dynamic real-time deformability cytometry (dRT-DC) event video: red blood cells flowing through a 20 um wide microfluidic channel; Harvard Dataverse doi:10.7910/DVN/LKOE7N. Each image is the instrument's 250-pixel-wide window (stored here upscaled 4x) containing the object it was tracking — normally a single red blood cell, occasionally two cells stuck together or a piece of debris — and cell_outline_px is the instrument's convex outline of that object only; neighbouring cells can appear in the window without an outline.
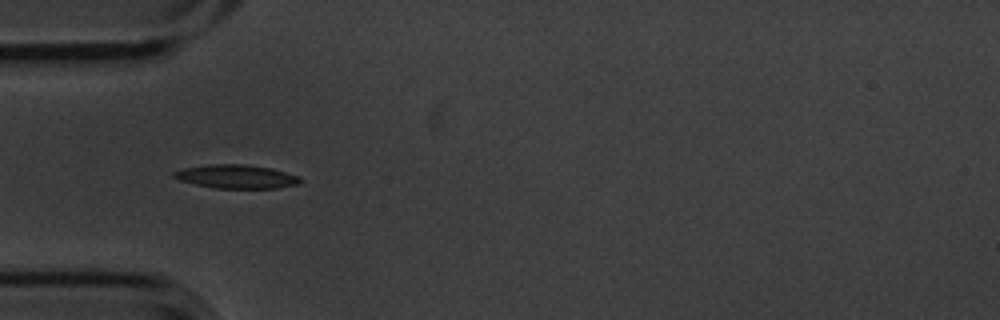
{"species": "common noctule bat (a hibernating species)", "species_latin": "Nyctalus noctula", "temperature_condition": "cold", "stored_images_in_passage": 2, "camera_frame_rate_fps": 3000, "um_per_image_px": 0.085, "animal": {"sex": "male", "body_mass_g": 20.1, "forearm_length_mm": 53.5}, "frame": {"image": 1, "passage_image": 1, "time_ms": 0.0, "image_size_px": [1000, 320], "cell_outline_px": [[300, 180], [296, 184], [276, 188], [216, 188], [196, 184], [180, 180], [172, 176], [172, 172], [184, 168], [208, 164], [244, 164], [272, 168], [300, 176]], "centroid_in_image_um": [20.07, 15.0], "position_along_channel_um": 64.9, "area_um2": 17.28}}
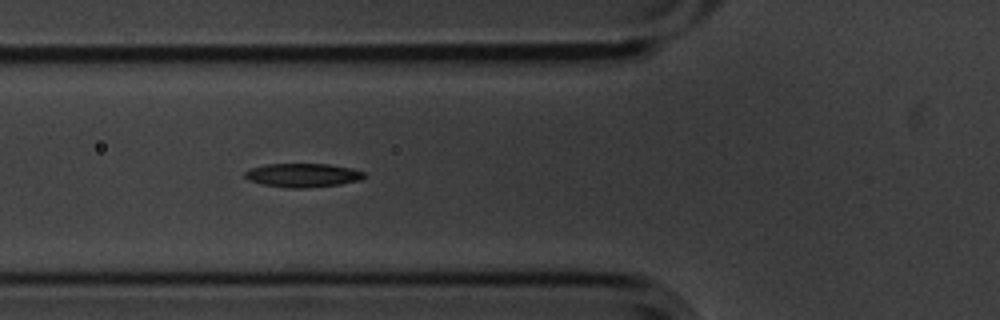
{"frame": {"image": 2, "passage_image": 2, "time_ms": 0.333, "image_size_px": [1000, 320], "cell_outline_px": [[364, 176], [360, 180], [340, 184], [304, 188], [288, 188], [260, 184], [248, 180], [244, 176], [244, 172], [248, 168], [268, 164], [328, 164], [352, 168], [364, 172]], "centroid_in_image_um": [25.68, 14.89], "position_along_channel_um": 100.1, "area_um2": 16.59}}